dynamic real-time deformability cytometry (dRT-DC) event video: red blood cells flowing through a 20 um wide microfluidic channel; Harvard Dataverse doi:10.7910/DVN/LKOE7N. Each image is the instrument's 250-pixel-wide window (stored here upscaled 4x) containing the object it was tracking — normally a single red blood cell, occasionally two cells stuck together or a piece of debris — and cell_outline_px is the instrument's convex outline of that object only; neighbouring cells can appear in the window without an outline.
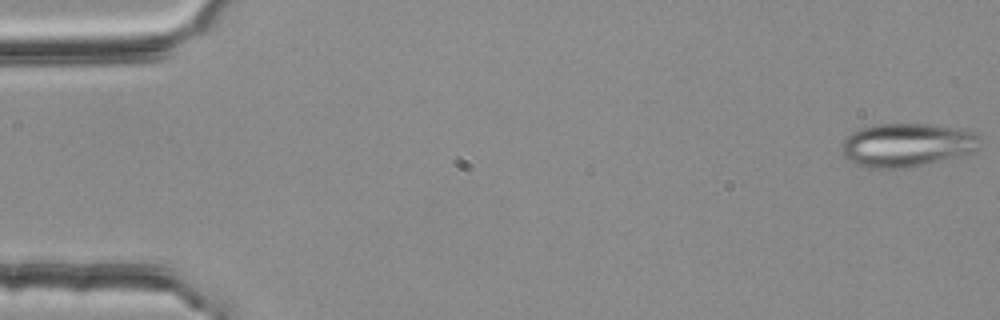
{"species": "common noctule bat (a hibernating species)", "species_latin": "Nyctalus noctula", "temperature_condition": "room temperature", "stored_images_in_passage": 54, "camera_frame_rate_fps": 3000, "um_per_image_px": 0.085, "animal": {"sex": "female", "body_mass_g": 25.1}, "frame": {"image": 1, "passage_image": 1, "time_ms": 0.0, "image_size_px": [1000, 320], "cell_outline_px": [[980, 136], [976, 148], [968, 152], [924, 164], [904, 168], [872, 168], [856, 164], [848, 160], [844, 156], [840, 148], [844, 140], [852, 132], [864, 128], [880, 124], [928, 124], [964, 128], [976, 132]], "centroid_in_image_um": [77.06, 12.3], "position_along_channel_um": 7.9, "area_um2": 34.56}}
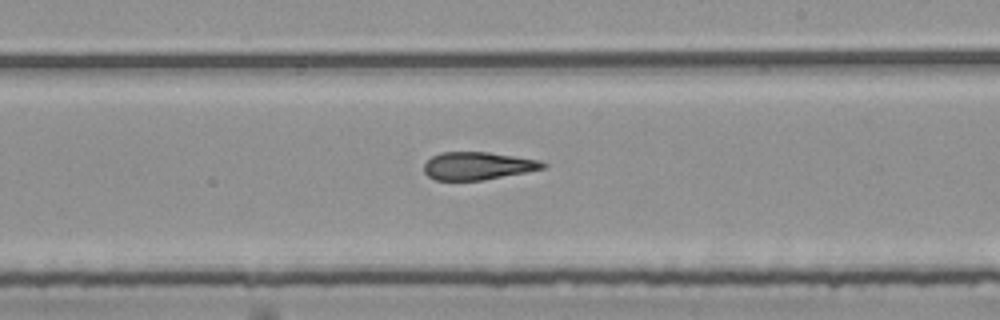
{"frame": {"image": 2, "passage_image": 32, "time_ms": 10.333, "image_size_px": [1000, 320], "cell_outline_px": [[548, 164], [544, 168], [524, 172], [480, 180], [436, 180], [428, 176], [424, 172], [424, 164], [432, 156], [440, 152], [488, 152], [540, 160]], "centroid_in_image_um": [40.58, 14.09], "position_along_channel_um": 248.4, "area_um2": 19.02}}
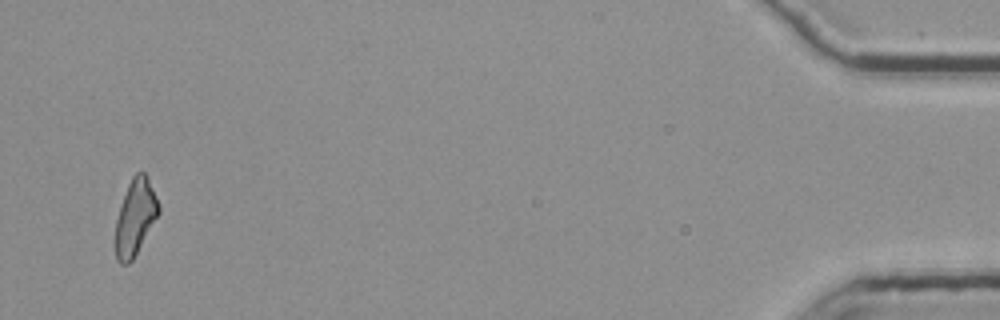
{"frame": {"image": 3, "passage_image": 53, "time_ms": 17.333, "image_size_px": [1000, 320], "cell_outline_px": [[160, 212], [132, 260], [128, 264], [120, 264], [116, 260], [116, 220], [128, 184], [132, 176], [136, 172], [144, 172], [148, 176], [160, 204]], "centroid_in_image_um": [11.52, 18.43], "position_along_channel_um": 423.7, "area_um2": 18.96}, "authors_computed_cell_mechanics": {"area_um2": 20.2011, "velocity_mm_per_s": 3.7746, "shape_relaxation_time_tau1_ms": null, "shape_relaxation_time_tau2_ms": 3.7841, "deformation_change_tau1": null, "deformation_change_tau2": 0.1483}}